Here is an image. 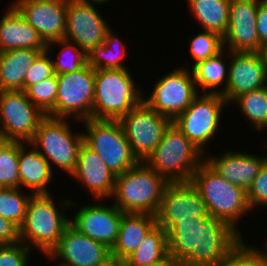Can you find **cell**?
Returning a JSON list of instances; mask_svg holds the SVG:
<instances>
[{
	"label": "cell",
	"mask_w": 267,
	"mask_h": 266,
	"mask_svg": "<svg viewBox=\"0 0 267 266\" xmlns=\"http://www.w3.org/2000/svg\"><path fill=\"white\" fill-rule=\"evenodd\" d=\"M123 214L124 212L114 204L85 205L70 218V225L79 233L112 249L118 238Z\"/></svg>",
	"instance_id": "cell-19"
},
{
	"label": "cell",
	"mask_w": 267,
	"mask_h": 266,
	"mask_svg": "<svg viewBox=\"0 0 267 266\" xmlns=\"http://www.w3.org/2000/svg\"><path fill=\"white\" fill-rule=\"evenodd\" d=\"M265 247H266V250L265 251H260L259 249L255 248L254 246L253 247L250 246V248L257 255V257L260 259V261L262 262V264L264 266H267V245Z\"/></svg>",
	"instance_id": "cell-44"
},
{
	"label": "cell",
	"mask_w": 267,
	"mask_h": 266,
	"mask_svg": "<svg viewBox=\"0 0 267 266\" xmlns=\"http://www.w3.org/2000/svg\"><path fill=\"white\" fill-rule=\"evenodd\" d=\"M168 255L167 232L156 225L139 247L123 262L124 266H146L157 263Z\"/></svg>",
	"instance_id": "cell-30"
},
{
	"label": "cell",
	"mask_w": 267,
	"mask_h": 266,
	"mask_svg": "<svg viewBox=\"0 0 267 266\" xmlns=\"http://www.w3.org/2000/svg\"><path fill=\"white\" fill-rule=\"evenodd\" d=\"M0 19V52L12 49H46L47 43L11 4Z\"/></svg>",
	"instance_id": "cell-23"
},
{
	"label": "cell",
	"mask_w": 267,
	"mask_h": 266,
	"mask_svg": "<svg viewBox=\"0 0 267 266\" xmlns=\"http://www.w3.org/2000/svg\"><path fill=\"white\" fill-rule=\"evenodd\" d=\"M96 266H124V262L121 261V260H118L117 258H115L113 256H111L104 263L96 265Z\"/></svg>",
	"instance_id": "cell-45"
},
{
	"label": "cell",
	"mask_w": 267,
	"mask_h": 266,
	"mask_svg": "<svg viewBox=\"0 0 267 266\" xmlns=\"http://www.w3.org/2000/svg\"><path fill=\"white\" fill-rule=\"evenodd\" d=\"M262 0H230L229 23L223 36L224 48L231 52L261 53L256 17ZM228 46V47H227Z\"/></svg>",
	"instance_id": "cell-16"
},
{
	"label": "cell",
	"mask_w": 267,
	"mask_h": 266,
	"mask_svg": "<svg viewBox=\"0 0 267 266\" xmlns=\"http://www.w3.org/2000/svg\"><path fill=\"white\" fill-rule=\"evenodd\" d=\"M70 175L84 184L95 200L101 202L105 198H112L116 175L85 142L81 145L77 165Z\"/></svg>",
	"instance_id": "cell-21"
},
{
	"label": "cell",
	"mask_w": 267,
	"mask_h": 266,
	"mask_svg": "<svg viewBox=\"0 0 267 266\" xmlns=\"http://www.w3.org/2000/svg\"><path fill=\"white\" fill-rule=\"evenodd\" d=\"M58 92L57 75L42 80L29 86L25 93L29 100L45 115L56 117V98Z\"/></svg>",
	"instance_id": "cell-34"
},
{
	"label": "cell",
	"mask_w": 267,
	"mask_h": 266,
	"mask_svg": "<svg viewBox=\"0 0 267 266\" xmlns=\"http://www.w3.org/2000/svg\"><path fill=\"white\" fill-rule=\"evenodd\" d=\"M204 160L225 180L248 191L267 162V155L259 157V155L229 150L220 157H206Z\"/></svg>",
	"instance_id": "cell-22"
},
{
	"label": "cell",
	"mask_w": 267,
	"mask_h": 266,
	"mask_svg": "<svg viewBox=\"0 0 267 266\" xmlns=\"http://www.w3.org/2000/svg\"><path fill=\"white\" fill-rule=\"evenodd\" d=\"M20 242V229L11 221L0 216V246Z\"/></svg>",
	"instance_id": "cell-41"
},
{
	"label": "cell",
	"mask_w": 267,
	"mask_h": 266,
	"mask_svg": "<svg viewBox=\"0 0 267 266\" xmlns=\"http://www.w3.org/2000/svg\"><path fill=\"white\" fill-rule=\"evenodd\" d=\"M66 18L64 39L75 43L86 54L104 42L110 28L94 3L68 0Z\"/></svg>",
	"instance_id": "cell-15"
},
{
	"label": "cell",
	"mask_w": 267,
	"mask_h": 266,
	"mask_svg": "<svg viewBox=\"0 0 267 266\" xmlns=\"http://www.w3.org/2000/svg\"><path fill=\"white\" fill-rule=\"evenodd\" d=\"M51 197L50 193L33 194L20 227V242L30 249H40L46 257L58 245L64 230L70 225L69 217L62 212L73 205L70 199H63L57 208Z\"/></svg>",
	"instance_id": "cell-2"
},
{
	"label": "cell",
	"mask_w": 267,
	"mask_h": 266,
	"mask_svg": "<svg viewBox=\"0 0 267 266\" xmlns=\"http://www.w3.org/2000/svg\"><path fill=\"white\" fill-rule=\"evenodd\" d=\"M226 51L229 77L222 97L231 105L242 94L265 87L267 69L261 53Z\"/></svg>",
	"instance_id": "cell-18"
},
{
	"label": "cell",
	"mask_w": 267,
	"mask_h": 266,
	"mask_svg": "<svg viewBox=\"0 0 267 266\" xmlns=\"http://www.w3.org/2000/svg\"><path fill=\"white\" fill-rule=\"evenodd\" d=\"M46 49H12L0 52V91H24V78Z\"/></svg>",
	"instance_id": "cell-26"
},
{
	"label": "cell",
	"mask_w": 267,
	"mask_h": 266,
	"mask_svg": "<svg viewBox=\"0 0 267 266\" xmlns=\"http://www.w3.org/2000/svg\"><path fill=\"white\" fill-rule=\"evenodd\" d=\"M261 54L264 58V62H265L266 69H267V43L263 46Z\"/></svg>",
	"instance_id": "cell-46"
},
{
	"label": "cell",
	"mask_w": 267,
	"mask_h": 266,
	"mask_svg": "<svg viewBox=\"0 0 267 266\" xmlns=\"http://www.w3.org/2000/svg\"><path fill=\"white\" fill-rule=\"evenodd\" d=\"M79 1H82V2H89V3H94V4H104L106 2H110V0H79ZM112 1V0H111Z\"/></svg>",
	"instance_id": "cell-47"
},
{
	"label": "cell",
	"mask_w": 267,
	"mask_h": 266,
	"mask_svg": "<svg viewBox=\"0 0 267 266\" xmlns=\"http://www.w3.org/2000/svg\"><path fill=\"white\" fill-rule=\"evenodd\" d=\"M112 29H108L104 42L94 47L88 54V65L94 70L128 69L122 62L126 47Z\"/></svg>",
	"instance_id": "cell-29"
},
{
	"label": "cell",
	"mask_w": 267,
	"mask_h": 266,
	"mask_svg": "<svg viewBox=\"0 0 267 266\" xmlns=\"http://www.w3.org/2000/svg\"><path fill=\"white\" fill-rule=\"evenodd\" d=\"M83 142V133H72L66 118L46 115L27 146H33L50 166L57 165L58 169L71 174L77 165Z\"/></svg>",
	"instance_id": "cell-7"
},
{
	"label": "cell",
	"mask_w": 267,
	"mask_h": 266,
	"mask_svg": "<svg viewBox=\"0 0 267 266\" xmlns=\"http://www.w3.org/2000/svg\"><path fill=\"white\" fill-rule=\"evenodd\" d=\"M8 142V140L0 133V150Z\"/></svg>",
	"instance_id": "cell-48"
},
{
	"label": "cell",
	"mask_w": 267,
	"mask_h": 266,
	"mask_svg": "<svg viewBox=\"0 0 267 266\" xmlns=\"http://www.w3.org/2000/svg\"><path fill=\"white\" fill-rule=\"evenodd\" d=\"M198 94L191 70L181 67L159 79L150 97H143V101L160 115L174 121Z\"/></svg>",
	"instance_id": "cell-13"
},
{
	"label": "cell",
	"mask_w": 267,
	"mask_h": 266,
	"mask_svg": "<svg viewBox=\"0 0 267 266\" xmlns=\"http://www.w3.org/2000/svg\"><path fill=\"white\" fill-rule=\"evenodd\" d=\"M57 80L56 118L92 119L95 70L87 63L77 71L57 75Z\"/></svg>",
	"instance_id": "cell-10"
},
{
	"label": "cell",
	"mask_w": 267,
	"mask_h": 266,
	"mask_svg": "<svg viewBox=\"0 0 267 266\" xmlns=\"http://www.w3.org/2000/svg\"><path fill=\"white\" fill-rule=\"evenodd\" d=\"M45 116L25 91H0V133L8 141L29 143Z\"/></svg>",
	"instance_id": "cell-12"
},
{
	"label": "cell",
	"mask_w": 267,
	"mask_h": 266,
	"mask_svg": "<svg viewBox=\"0 0 267 266\" xmlns=\"http://www.w3.org/2000/svg\"><path fill=\"white\" fill-rule=\"evenodd\" d=\"M217 217L181 219L167 231L169 255L180 266H218L242 237Z\"/></svg>",
	"instance_id": "cell-1"
},
{
	"label": "cell",
	"mask_w": 267,
	"mask_h": 266,
	"mask_svg": "<svg viewBox=\"0 0 267 266\" xmlns=\"http://www.w3.org/2000/svg\"><path fill=\"white\" fill-rule=\"evenodd\" d=\"M156 225V215L124 213L120 222L117 241L111 249V256L124 261L139 247L143 239Z\"/></svg>",
	"instance_id": "cell-24"
},
{
	"label": "cell",
	"mask_w": 267,
	"mask_h": 266,
	"mask_svg": "<svg viewBox=\"0 0 267 266\" xmlns=\"http://www.w3.org/2000/svg\"><path fill=\"white\" fill-rule=\"evenodd\" d=\"M203 158L204 153L172 122L145 162L169 183H176L190 181Z\"/></svg>",
	"instance_id": "cell-5"
},
{
	"label": "cell",
	"mask_w": 267,
	"mask_h": 266,
	"mask_svg": "<svg viewBox=\"0 0 267 266\" xmlns=\"http://www.w3.org/2000/svg\"><path fill=\"white\" fill-rule=\"evenodd\" d=\"M26 145L19 142L20 188L27 186L33 194H49L46 187L53 179V168L33 146L29 151Z\"/></svg>",
	"instance_id": "cell-25"
},
{
	"label": "cell",
	"mask_w": 267,
	"mask_h": 266,
	"mask_svg": "<svg viewBox=\"0 0 267 266\" xmlns=\"http://www.w3.org/2000/svg\"><path fill=\"white\" fill-rule=\"evenodd\" d=\"M193 17L203 30L212 31L222 37L229 23L230 0H187Z\"/></svg>",
	"instance_id": "cell-28"
},
{
	"label": "cell",
	"mask_w": 267,
	"mask_h": 266,
	"mask_svg": "<svg viewBox=\"0 0 267 266\" xmlns=\"http://www.w3.org/2000/svg\"><path fill=\"white\" fill-rule=\"evenodd\" d=\"M246 244L240 243L218 266H264Z\"/></svg>",
	"instance_id": "cell-40"
},
{
	"label": "cell",
	"mask_w": 267,
	"mask_h": 266,
	"mask_svg": "<svg viewBox=\"0 0 267 266\" xmlns=\"http://www.w3.org/2000/svg\"><path fill=\"white\" fill-rule=\"evenodd\" d=\"M111 257V249L79 233L69 225L61 236L58 245L46 257L59 258L58 266H96Z\"/></svg>",
	"instance_id": "cell-20"
},
{
	"label": "cell",
	"mask_w": 267,
	"mask_h": 266,
	"mask_svg": "<svg viewBox=\"0 0 267 266\" xmlns=\"http://www.w3.org/2000/svg\"><path fill=\"white\" fill-rule=\"evenodd\" d=\"M128 69L95 70L92 119L120 120L143 101Z\"/></svg>",
	"instance_id": "cell-6"
},
{
	"label": "cell",
	"mask_w": 267,
	"mask_h": 266,
	"mask_svg": "<svg viewBox=\"0 0 267 266\" xmlns=\"http://www.w3.org/2000/svg\"><path fill=\"white\" fill-rule=\"evenodd\" d=\"M265 88L267 90V73H266V82H265Z\"/></svg>",
	"instance_id": "cell-49"
},
{
	"label": "cell",
	"mask_w": 267,
	"mask_h": 266,
	"mask_svg": "<svg viewBox=\"0 0 267 266\" xmlns=\"http://www.w3.org/2000/svg\"><path fill=\"white\" fill-rule=\"evenodd\" d=\"M146 266H180L170 255L163 260Z\"/></svg>",
	"instance_id": "cell-43"
},
{
	"label": "cell",
	"mask_w": 267,
	"mask_h": 266,
	"mask_svg": "<svg viewBox=\"0 0 267 266\" xmlns=\"http://www.w3.org/2000/svg\"><path fill=\"white\" fill-rule=\"evenodd\" d=\"M226 105L228 103L221 94L204 93L202 96L198 94L173 123L206 154L205 146L217 133L221 114Z\"/></svg>",
	"instance_id": "cell-9"
},
{
	"label": "cell",
	"mask_w": 267,
	"mask_h": 266,
	"mask_svg": "<svg viewBox=\"0 0 267 266\" xmlns=\"http://www.w3.org/2000/svg\"><path fill=\"white\" fill-rule=\"evenodd\" d=\"M232 103L237 104L245 119L247 118L255 129H267V90L265 87L242 94Z\"/></svg>",
	"instance_id": "cell-31"
},
{
	"label": "cell",
	"mask_w": 267,
	"mask_h": 266,
	"mask_svg": "<svg viewBox=\"0 0 267 266\" xmlns=\"http://www.w3.org/2000/svg\"><path fill=\"white\" fill-rule=\"evenodd\" d=\"M54 75L53 62L49 53L43 51L29 68L24 78V91L32 85Z\"/></svg>",
	"instance_id": "cell-37"
},
{
	"label": "cell",
	"mask_w": 267,
	"mask_h": 266,
	"mask_svg": "<svg viewBox=\"0 0 267 266\" xmlns=\"http://www.w3.org/2000/svg\"><path fill=\"white\" fill-rule=\"evenodd\" d=\"M12 5L47 44L64 39L68 0H16Z\"/></svg>",
	"instance_id": "cell-17"
},
{
	"label": "cell",
	"mask_w": 267,
	"mask_h": 266,
	"mask_svg": "<svg viewBox=\"0 0 267 266\" xmlns=\"http://www.w3.org/2000/svg\"><path fill=\"white\" fill-rule=\"evenodd\" d=\"M20 189L0 188V216L13 222L19 229L25 220L27 205L33 195H25Z\"/></svg>",
	"instance_id": "cell-33"
},
{
	"label": "cell",
	"mask_w": 267,
	"mask_h": 266,
	"mask_svg": "<svg viewBox=\"0 0 267 266\" xmlns=\"http://www.w3.org/2000/svg\"><path fill=\"white\" fill-rule=\"evenodd\" d=\"M87 133L84 142L95 151L117 176L133 168L139 160L132 152L120 120H83Z\"/></svg>",
	"instance_id": "cell-8"
},
{
	"label": "cell",
	"mask_w": 267,
	"mask_h": 266,
	"mask_svg": "<svg viewBox=\"0 0 267 266\" xmlns=\"http://www.w3.org/2000/svg\"><path fill=\"white\" fill-rule=\"evenodd\" d=\"M247 200L251 210L257 208V205L267 207V162L248 189Z\"/></svg>",
	"instance_id": "cell-39"
},
{
	"label": "cell",
	"mask_w": 267,
	"mask_h": 266,
	"mask_svg": "<svg viewBox=\"0 0 267 266\" xmlns=\"http://www.w3.org/2000/svg\"><path fill=\"white\" fill-rule=\"evenodd\" d=\"M61 45V50L58 54L59 59L52 60L54 74H67L77 71L88 63L87 54L78 47L75 43L66 39H59L47 44L46 51L49 52L52 45Z\"/></svg>",
	"instance_id": "cell-32"
},
{
	"label": "cell",
	"mask_w": 267,
	"mask_h": 266,
	"mask_svg": "<svg viewBox=\"0 0 267 266\" xmlns=\"http://www.w3.org/2000/svg\"><path fill=\"white\" fill-rule=\"evenodd\" d=\"M224 49L223 37L212 31L204 30L190 39V53L194 64L217 55Z\"/></svg>",
	"instance_id": "cell-36"
},
{
	"label": "cell",
	"mask_w": 267,
	"mask_h": 266,
	"mask_svg": "<svg viewBox=\"0 0 267 266\" xmlns=\"http://www.w3.org/2000/svg\"><path fill=\"white\" fill-rule=\"evenodd\" d=\"M210 217L206 202L188 182L169 183L156 213V223L166 232L181 219Z\"/></svg>",
	"instance_id": "cell-14"
},
{
	"label": "cell",
	"mask_w": 267,
	"mask_h": 266,
	"mask_svg": "<svg viewBox=\"0 0 267 266\" xmlns=\"http://www.w3.org/2000/svg\"><path fill=\"white\" fill-rule=\"evenodd\" d=\"M256 29L260 43H267V0H262L257 6Z\"/></svg>",
	"instance_id": "cell-42"
},
{
	"label": "cell",
	"mask_w": 267,
	"mask_h": 266,
	"mask_svg": "<svg viewBox=\"0 0 267 266\" xmlns=\"http://www.w3.org/2000/svg\"><path fill=\"white\" fill-rule=\"evenodd\" d=\"M190 183L206 202L210 216L217 217L240 234L238 221L252 211L247 191L225 180L205 160L193 173Z\"/></svg>",
	"instance_id": "cell-3"
},
{
	"label": "cell",
	"mask_w": 267,
	"mask_h": 266,
	"mask_svg": "<svg viewBox=\"0 0 267 266\" xmlns=\"http://www.w3.org/2000/svg\"><path fill=\"white\" fill-rule=\"evenodd\" d=\"M30 250L21 242L14 245H1L0 266H28Z\"/></svg>",
	"instance_id": "cell-38"
},
{
	"label": "cell",
	"mask_w": 267,
	"mask_h": 266,
	"mask_svg": "<svg viewBox=\"0 0 267 266\" xmlns=\"http://www.w3.org/2000/svg\"><path fill=\"white\" fill-rule=\"evenodd\" d=\"M224 51L226 52L225 48L217 55L193 64L191 72L196 89L201 87L205 93H217L221 95L226 91L229 77V62L228 66H226V63L223 60ZM220 85L224 86L221 90L218 89Z\"/></svg>",
	"instance_id": "cell-27"
},
{
	"label": "cell",
	"mask_w": 267,
	"mask_h": 266,
	"mask_svg": "<svg viewBox=\"0 0 267 266\" xmlns=\"http://www.w3.org/2000/svg\"><path fill=\"white\" fill-rule=\"evenodd\" d=\"M0 188H20L19 141H8L0 150Z\"/></svg>",
	"instance_id": "cell-35"
},
{
	"label": "cell",
	"mask_w": 267,
	"mask_h": 266,
	"mask_svg": "<svg viewBox=\"0 0 267 266\" xmlns=\"http://www.w3.org/2000/svg\"><path fill=\"white\" fill-rule=\"evenodd\" d=\"M169 182L145 161L116 176L113 204L124 213L156 215Z\"/></svg>",
	"instance_id": "cell-4"
},
{
	"label": "cell",
	"mask_w": 267,
	"mask_h": 266,
	"mask_svg": "<svg viewBox=\"0 0 267 266\" xmlns=\"http://www.w3.org/2000/svg\"><path fill=\"white\" fill-rule=\"evenodd\" d=\"M120 122L133 154L139 161H146L173 121L142 101L124 115Z\"/></svg>",
	"instance_id": "cell-11"
}]
</instances>
